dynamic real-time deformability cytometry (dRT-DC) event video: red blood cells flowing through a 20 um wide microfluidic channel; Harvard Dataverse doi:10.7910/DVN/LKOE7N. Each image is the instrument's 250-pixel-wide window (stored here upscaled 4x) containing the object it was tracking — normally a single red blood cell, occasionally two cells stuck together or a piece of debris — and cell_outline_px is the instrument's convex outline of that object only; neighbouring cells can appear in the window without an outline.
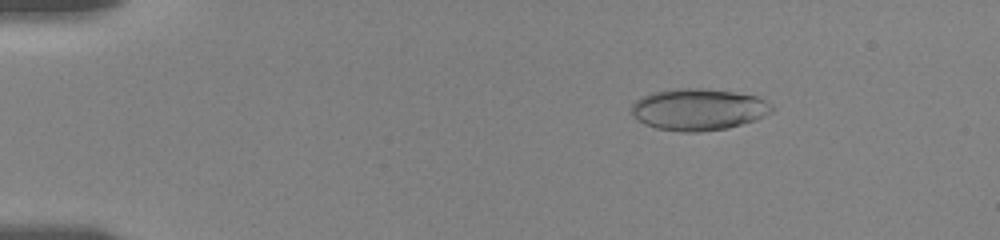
{"species": "human", "species_latin": "Homo sapiens", "temperature_condition": "room temperature", "stored_images_in_passage": 19, "camera_frame_rate_fps": 3000, "um_per_image_px": 0.085, "donor": {"sex": "female"}, "frame": {"image": 1, "passage_image": 2, "time_ms": 0.333, "image_size_px": [1000, 240], "cell_outline_px": [[772, 112], [756, 120], [728, 128], [700, 132], [680, 132], [656, 128], [644, 124], [632, 112], [632, 104], [640, 96], [652, 92], [676, 88], [700, 88], [732, 92], [756, 96], [772, 104]], "centroid_in_image_um": [59.36, 9.3], "position_along_channel_um": 25.6, "area_um2": 34.1}}
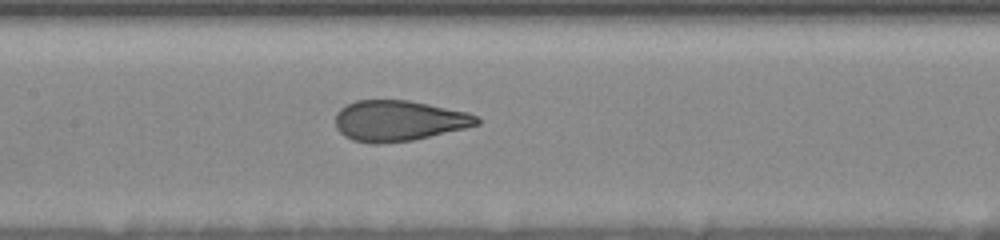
{"frame": {"image": 2, "passage_image": 13, "time_ms": 4.0, "image_size_px": [1000, 240], "cell_outline_px": [[480, 124], [464, 128], [412, 140], [376, 144], [372, 144], [352, 140], [344, 136], [336, 128], [336, 112], [340, 108], [356, 100], [408, 100], [468, 112], [476, 116], [480, 120]], "centroid_in_image_um": [33.86, 10.26], "position_along_channel_um": 173.5, "area_um2": 33.41}}
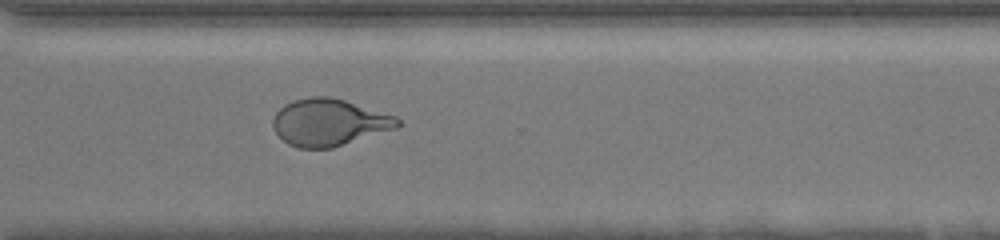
{"frame": {"image": 3, "passage_image": 19, "time_ms": 6.0, "image_size_px": [1000, 240], "cell_outline_px": [[400, 124], [396, 128], [332, 148], [300, 148], [288, 144], [272, 128], [272, 120], [276, 112], [284, 104], [292, 100], [308, 96], [328, 96], [344, 100], [396, 116], [400, 120]], "centroid_in_image_um": [27.94, 10.39], "position_along_channel_um": 342.7, "area_um2": 34.04}}